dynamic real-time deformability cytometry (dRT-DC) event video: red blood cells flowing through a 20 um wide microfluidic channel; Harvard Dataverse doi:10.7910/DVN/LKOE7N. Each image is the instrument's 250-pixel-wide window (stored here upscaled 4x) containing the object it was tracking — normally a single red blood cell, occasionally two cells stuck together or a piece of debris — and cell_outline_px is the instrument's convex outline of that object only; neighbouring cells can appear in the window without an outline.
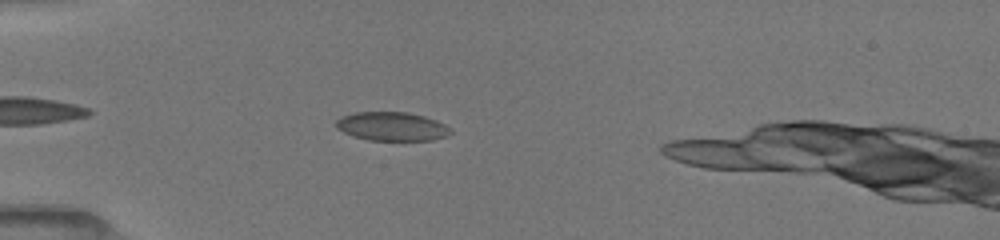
{"species": "common noctule bat (a hibernating species)", "species_latin": "Nyctalus noctula", "temperature_condition": "room temperature", "stored_images_in_passage": 5, "camera_frame_rate_fps": 3000, "um_per_image_px": 0.085, "animal": {"sex": "female", "body_mass_g": 19.5, "forearm_length_mm": 54.1}, "frame": {"image": 1, "passage_image": 2, "time_ms": 1.0, "image_size_px": [1000, 240], "cell_outline_px": [[452, 132], [448, 136], [432, 140], [368, 140], [352, 136], [336, 128], [336, 120], [340, 116], [352, 112], [408, 112], [424, 116], [436, 120], [452, 128]], "centroid_in_image_um": [33.31, 10.74], "position_along_channel_um": 51.7, "area_um2": 19.42}}
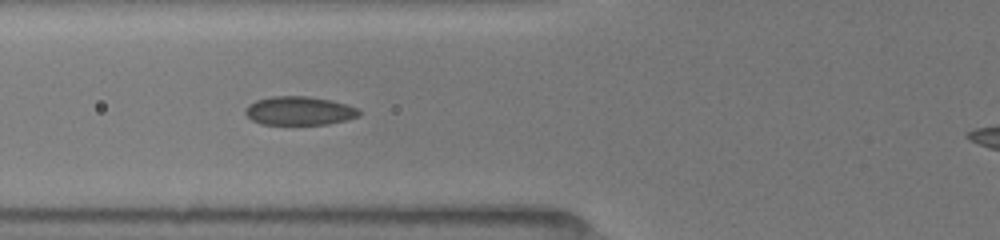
{"frame": {"image": 2, "passage_image": 4, "time_ms": 2.667, "image_size_px": [1000, 240], "cell_outline_px": [[360, 116], [328, 124], [260, 124], [252, 120], [244, 112], [244, 108], [248, 104], [256, 100], [272, 96], [308, 96], [332, 100], [348, 104], [360, 108]], "centroid_in_image_um": [25.45, 9.41], "position_along_channel_um": 100.4, "area_um2": 19.19}}